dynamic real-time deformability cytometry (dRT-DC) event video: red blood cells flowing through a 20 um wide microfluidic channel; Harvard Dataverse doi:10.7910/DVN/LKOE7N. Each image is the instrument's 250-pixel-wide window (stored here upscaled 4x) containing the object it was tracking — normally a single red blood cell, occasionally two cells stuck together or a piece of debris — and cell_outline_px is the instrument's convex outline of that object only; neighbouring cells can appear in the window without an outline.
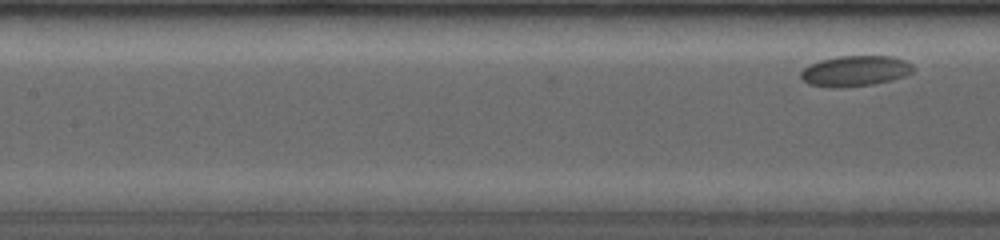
{"species": "common noctule bat (a hibernating species)", "species_latin": "Nyctalus noctula", "temperature_condition": "room temperature", "stored_images_in_passage": 8, "camera_frame_rate_fps": 4000, "um_per_image_px": 0.085, "animal": {"sex": "female", "body_mass_g": 19.0, "forearm_length_mm": 53.3}, "frame": {"image": 1, "passage_image": 8, "time_ms": 2.5, "image_size_px": [1000, 240], "cell_outline_px": [[916, 68], [912, 72], [904, 76], [892, 80], [872, 84], [836, 88], [828, 88], [808, 84], [800, 80], [800, 72], [808, 64], [820, 60], [836, 56], [892, 56], [904, 60], [912, 64]], "centroid_in_image_um": [72.64, 6.03], "position_along_channel_um": 134.8, "area_um2": 20.35}}